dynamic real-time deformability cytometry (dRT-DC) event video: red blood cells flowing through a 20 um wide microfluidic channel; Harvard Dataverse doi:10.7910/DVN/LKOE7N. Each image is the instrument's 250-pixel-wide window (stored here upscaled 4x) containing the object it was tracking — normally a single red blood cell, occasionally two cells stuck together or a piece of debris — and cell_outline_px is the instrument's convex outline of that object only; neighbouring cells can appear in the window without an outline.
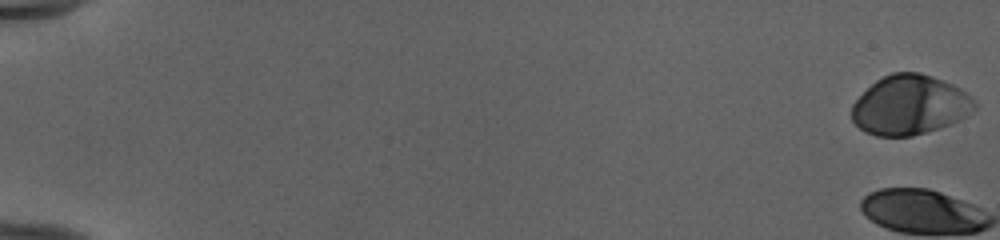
{"species": "human", "species_latin": "Homo sapiens", "temperature_condition": "cold", "stored_images_in_passage": 54, "camera_frame_rate_fps": 3000, "um_per_image_px": 0.085, "donor": {"sex": "female"}, "frame": {"image": 1, "passage_image": 1, "time_ms": 0.0, "image_size_px": [1000, 240], "cell_outline_px": [[976, 108], [972, 112], [940, 128], [912, 136], [876, 136], [864, 132], [852, 120], [852, 104], [876, 80], [892, 72], [920, 72], [932, 76], [952, 84], [960, 88], [976, 100]], "centroid_in_image_um": [77.33, 8.93], "position_along_channel_um": 7.7, "area_um2": 42.43}}